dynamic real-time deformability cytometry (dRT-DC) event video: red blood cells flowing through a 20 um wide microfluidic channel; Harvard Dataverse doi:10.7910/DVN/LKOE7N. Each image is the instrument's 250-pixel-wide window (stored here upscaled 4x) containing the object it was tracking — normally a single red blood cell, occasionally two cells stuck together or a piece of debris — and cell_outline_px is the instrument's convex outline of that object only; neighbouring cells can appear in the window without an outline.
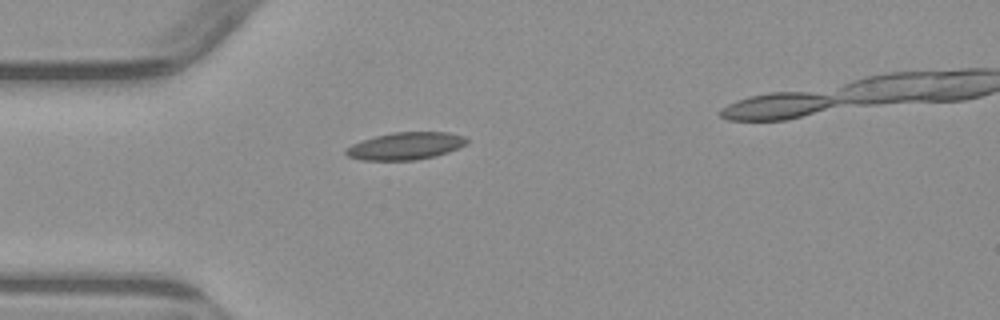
{"species": "common noctule bat (a hibernating species)", "species_latin": "Nyctalus noctula", "temperature_condition": "warm", "stored_images_in_passage": 5, "camera_frame_rate_fps": 3000, "um_per_image_px": 0.085, "animal": {"sex": "male", "body_mass_g": 23.1, "forearm_length_mm": 52.7}, "frame": {"image": 1, "passage_image": 4, "time_ms": 4.333, "image_size_px": [1000, 320], "cell_outline_px": [[468, 144], [460, 148], [436, 156], [416, 160], [360, 160], [348, 156], [344, 152], [344, 148], [352, 144], [376, 136], [392, 132], [448, 132], [464, 136], [468, 140]], "centroid_in_image_um": [34.49, 12.41], "position_along_channel_um": 50.5, "area_um2": 19.42}}